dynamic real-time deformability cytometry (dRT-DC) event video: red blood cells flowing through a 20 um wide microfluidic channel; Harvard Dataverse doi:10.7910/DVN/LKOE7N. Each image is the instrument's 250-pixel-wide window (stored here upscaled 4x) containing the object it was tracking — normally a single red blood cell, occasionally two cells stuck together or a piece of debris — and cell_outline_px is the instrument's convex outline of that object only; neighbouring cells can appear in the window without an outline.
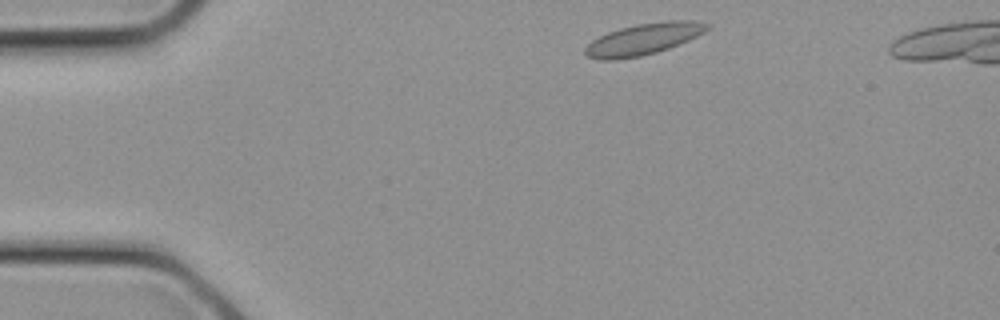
{"species": "common noctule bat (a hibernating species)", "species_latin": "Nyctalus noctula", "temperature_condition": "cold", "stored_images_in_passage": 6, "camera_frame_rate_fps": 3000, "um_per_image_px": 0.085, "animal": {"sex": "female", "body_mass_g": 21.9}, "frame": {"image": 1, "passage_image": 1, "time_ms": 0.0, "image_size_px": [1000, 320], "cell_outline_px": [[712, 24], [704, 32], [688, 40], [668, 48], [656, 52], [640, 56], [616, 60], [600, 60], [588, 56], [584, 52], [584, 48], [592, 40], [608, 32], [620, 28], [636, 24], [664, 20], [696, 20]], "centroid_in_image_um": [54.71, 3.31], "position_along_channel_um": 30.3, "area_um2": 22.37}}
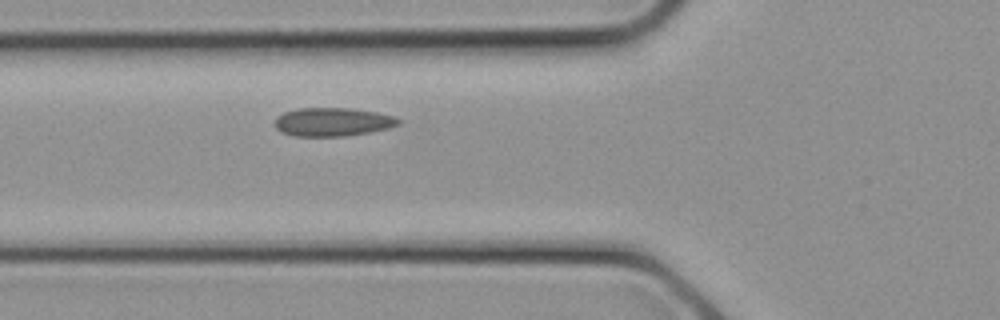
{"frame": {"image": 2, "passage_image": 6, "time_ms": 1.667, "image_size_px": [1000, 320], "cell_outline_px": [[400, 124], [388, 128], [348, 136], [292, 136], [280, 132], [276, 128], [276, 116], [284, 112], [300, 108], [352, 108], [376, 112], [392, 116], [400, 120]], "centroid_in_image_um": [28.25, 10.37], "position_along_channel_um": 97.6, "area_um2": 20.52}}